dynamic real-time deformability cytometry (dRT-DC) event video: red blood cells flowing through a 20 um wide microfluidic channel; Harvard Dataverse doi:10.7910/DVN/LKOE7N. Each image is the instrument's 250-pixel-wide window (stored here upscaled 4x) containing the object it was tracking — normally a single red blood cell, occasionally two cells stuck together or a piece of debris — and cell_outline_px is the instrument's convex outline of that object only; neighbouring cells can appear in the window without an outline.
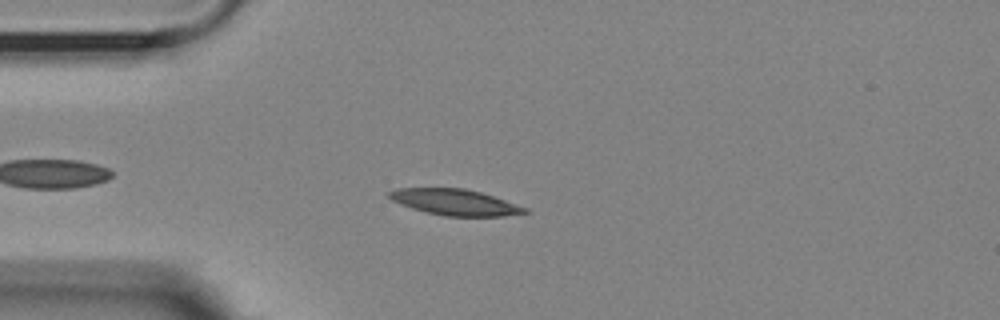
{"species": "Egyptian fruit bat (a non-hibernating species)", "species_latin": "Rousettus aegyptiacus", "temperature_condition": "room temperature", "stored_images_in_passage": 44, "camera_frame_rate_fps": 3000, "um_per_image_px": 0.085, "animal": {"sex": "female"}, "frame": {"image": 1, "passage_image": 3, "time_ms": 0.667, "image_size_px": [1000, 320], "cell_outline_px": [[528, 212], [504, 216], [444, 216], [412, 208], [400, 204], [392, 200], [388, 196], [388, 192], [396, 188], [464, 188], [480, 192], [528, 208]], "centroid_in_image_um": [38.65, 17.18], "position_along_channel_um": 46.4, "area_um2": 20.35}}
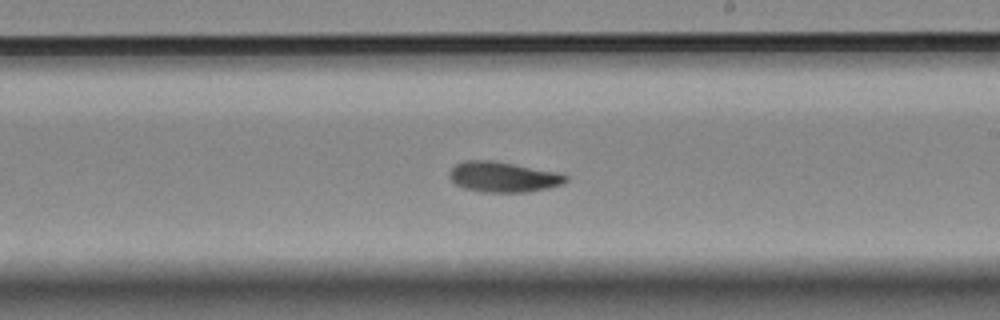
{"frame": {"image": 2, "passage_image": 21, "time_ms": 6.667, "image_size_px": [1000, 320], "cell_outline_px": [[568, 180], [560, 184], [548, 188], [528, 192], [484, 192], [464, 188], [456, 184], [448, 176], [448, 172], [456, 164], [464, 160], [492, 160], [556, 172], [568, 176]], "centroid_in_image_um": [42.73, 15.04], "position_along_channel_um": 246.3, "area_um2": 20.46}}
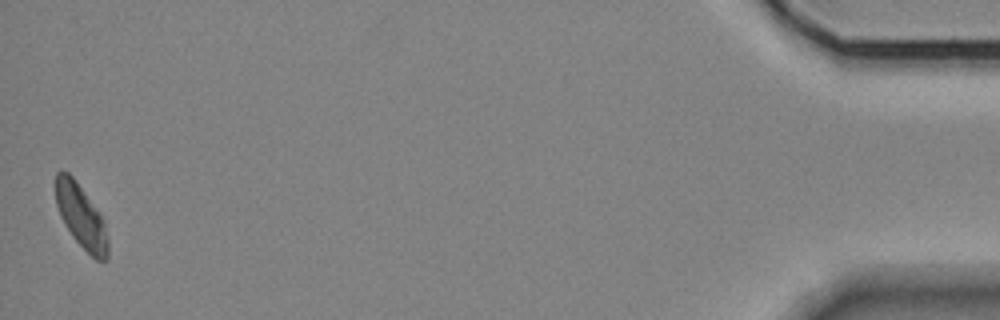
{"frame": {"image": 3, "passage_image": 44, "time_ms": 14.333, "image_size_px": [1000, 320], "cell_outline_px": [[108, 260], [96, 260], [72, 236], [64, 224], [60, 216], [56, 204], [56, 172], [68, 172], [72, 176], [100, 212], [104, 220], [108, 240]], "centroid_in_image_um": [6.91, 18.41], "position_along_channel_um": 428.3, "area_um2": 19.19}, "authors_computed_cell_mechanics": {"area_um2": 19.9988, "velocity_mm_per_s": 3.5619, "shape_relaxation_time_tau1_ms": null, "shape_relaxation_time_tau2_ms": 7.8184, "deformation_change_tau1": null, "deformation_change_tau2": 0.1286}}